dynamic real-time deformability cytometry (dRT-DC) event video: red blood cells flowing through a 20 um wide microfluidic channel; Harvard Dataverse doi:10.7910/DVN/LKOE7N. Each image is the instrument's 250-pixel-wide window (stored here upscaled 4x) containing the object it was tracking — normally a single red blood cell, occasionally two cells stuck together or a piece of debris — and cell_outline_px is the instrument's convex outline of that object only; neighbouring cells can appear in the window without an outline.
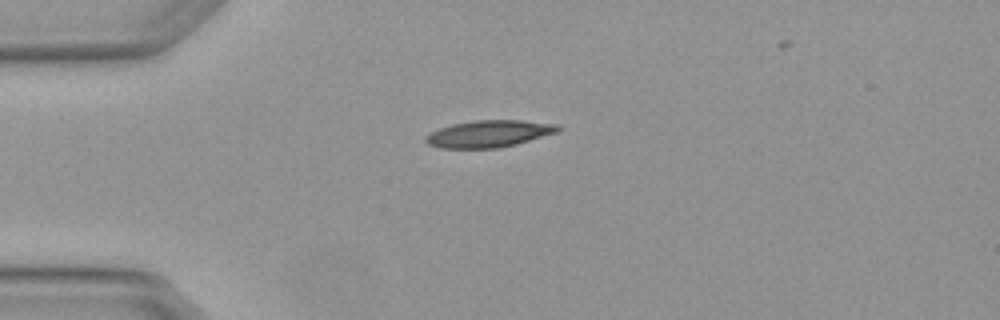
{"species": "Egyptian fruit bat (a non-hibernating species)", "species_latin": "Rousettus aegyptiacus", "temperature_condition": "warm", "stored_images_in_passage": 1, "camera_frame_rate_fps": 3000, "um_per_image_px": 0.085, "animal": {"sex": "female"}, "frame": {"image": 1, "passage_image": 1, "time_ms": 0.0, "image_size_px": [1000, 320], "cell_outline_px": [[560, 128], [556, 132], [516, 144], [500, 148], [440, 148], [428, 144], [424, 140], [424, 136], [440, 128], [452, 124], [472, 120], [520, 120], [556, 124]], "centroid_in_image_um": [41.51, 11.37], "position_along_channel_um": 43.5, "area_um2": 20.63}}